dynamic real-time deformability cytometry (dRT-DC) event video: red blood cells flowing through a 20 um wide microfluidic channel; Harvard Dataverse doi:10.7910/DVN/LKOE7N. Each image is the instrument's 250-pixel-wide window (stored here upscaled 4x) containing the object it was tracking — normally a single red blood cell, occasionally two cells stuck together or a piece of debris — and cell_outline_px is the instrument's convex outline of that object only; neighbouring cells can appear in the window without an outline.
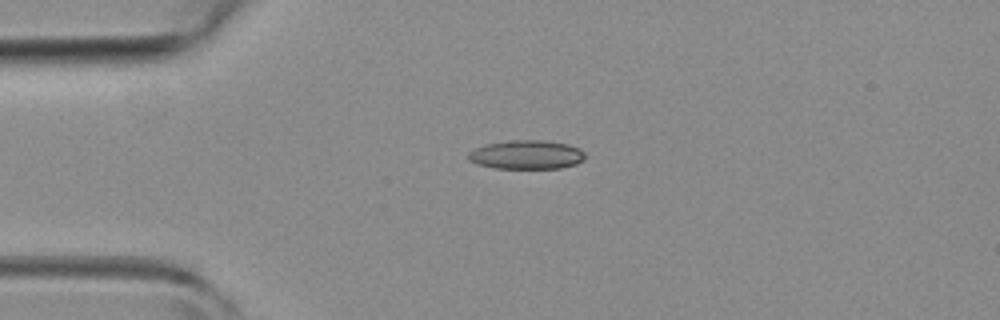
{"species": "common noctule bat (a hibernating species)", "species_latin": "Nyctalus noctula", "temperature_condition": "room temperature", "stored_images_in_passage": 3, "camera_frame_rate_fps": 3000, "um_per_image_px": 0.085, "animal": {"sex": "female", "body_mass_g": 19.3, "forearm_length_mm": 54.1}, "frame": {"image": 1, "passage_image": 2, "time_ms": 1.333, "image_size_px": [1000, 320], "cell_outline_px": [[584, 160], [576, 164], [560, 168], [492, 168], [468, 160], [468, 152], [484, 144], [508, 140], [544, 140], [568, 144], [580, 148], [584, 152]], "centroid_in_image_um": [44.76, 13.14], "position_along_channel_um": 40.2, "area_um2": 19.77}}